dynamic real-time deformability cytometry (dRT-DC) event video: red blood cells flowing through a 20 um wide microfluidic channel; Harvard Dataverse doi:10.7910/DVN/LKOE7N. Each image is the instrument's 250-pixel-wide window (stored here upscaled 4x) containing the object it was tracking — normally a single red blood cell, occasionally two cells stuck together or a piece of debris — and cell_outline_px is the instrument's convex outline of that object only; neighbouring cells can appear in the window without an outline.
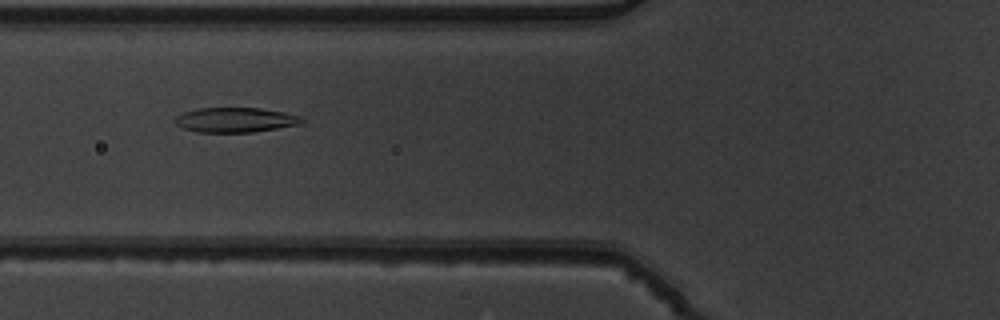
{"species": "common noctule bat (a hibernating species)", "species_latin": "Nyctalus noctula", "temperature_condition": "warm", "stored_images_in_passage": 8, "camera_frame_rate_fps": 3000, "um_per_image_px": 0.085, "animal": {"sex": "male", "body_mass_g": 19.5, "forearm_length_mm": 54.6}, "frame": {"image": 1, "passage_image": 6, "time_ms": 1.667, "image_size_px": [1000, 320], "cell_outline_px": [[304, 120], [300, 124], [252, 132], [196, 132], [184, 128], [176, 124], [172, 120], [176, 116], [184, 112], [196, 108], [260, 108], [284, 112], [296, 116]], "centroid_in_image_um": [19.93, 10.19], "position_along_channel_um": 105.9, "area_um2": 18.15}}
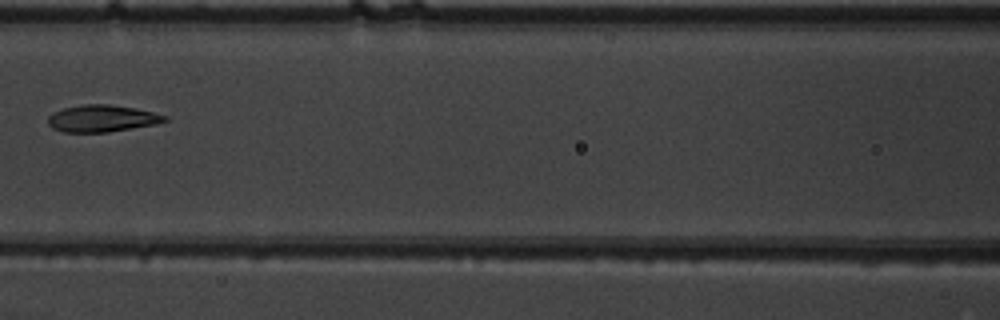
{"frame": {"image": 2, "passage_image": 7, "time_ms": 2.0, "image_size_px": [1000, 320], "cell_outline_px": [[168, 120], [156, 124], [108, 132], [60, 132], [52, 128], [48, 124], [48, 116], [52, 112], [64, 108], [84, 104], [108, 104], [136, 108], [168, 116]], "centroid_in_image_um": [8.65, 10.07], "position_along_channel_um": 158.0, "area_um2": 18.38}}
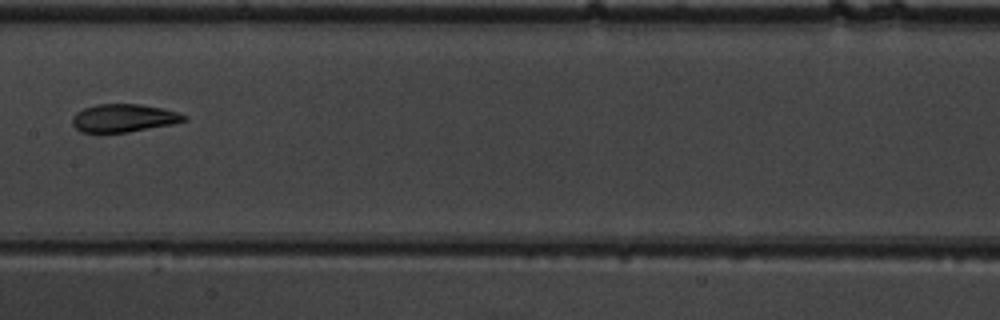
{"frame": {"image": 3, "passage_image": 8, "time_ms": 2.333, "image_size_px": [1000, 320], "cell_outline_px": [[188, 120], [172, 124], [128, 132], [80, 132], [72, 124], [72, 116], [76, 112], [84, 108], [96, 104], [140, 104], [164, 108], [188, 116]], "centroid_in_image_um": [10.51, 10.03], "position_along_channel_um": 196.9, "area_um2": 18.26}}